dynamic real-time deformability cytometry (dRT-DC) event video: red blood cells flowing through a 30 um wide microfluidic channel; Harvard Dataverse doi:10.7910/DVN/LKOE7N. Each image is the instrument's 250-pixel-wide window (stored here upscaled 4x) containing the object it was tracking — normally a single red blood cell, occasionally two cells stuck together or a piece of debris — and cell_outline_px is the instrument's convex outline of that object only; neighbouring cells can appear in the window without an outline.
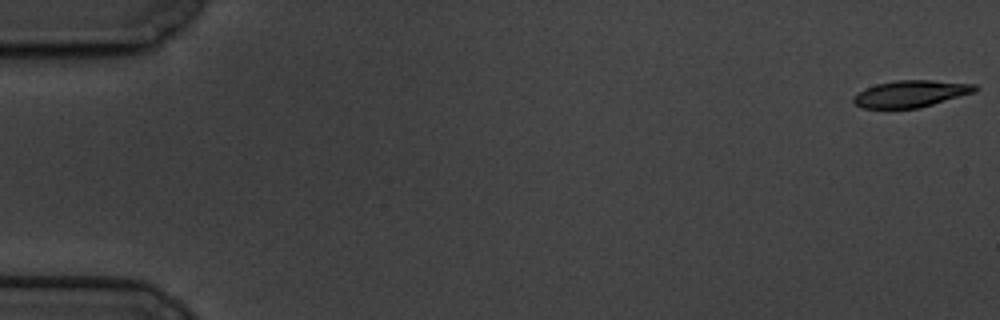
{"species": "common noctule bat (a hibernating species)", "species_latin": "Nyctalus noctula", "temperature_condition": "cold", "stored_images_in_passage": 58, "camera_frame_rate_fps": 3000, "um_per_image_px": 0.085, "animal": {"sex": "male", "body_mass_g": 19.5, "forearm_length_mm": 54.6}, "frame": {"image": 1, "passage_image": 1, "time_ms": 0.0, "image_size_px": [1000, 320], "cell_outline_px": [[980, 88], [976, 92], [920, 108], [864, 108], [856, 104], [852, 100], [852, 96], [864, 88], [876, 84], [896, 80], [932, 80], [976, 84]], "centroid_in_image_um": [77.45, 7.96], "position_along_channel_um": 7.6, "area_um2": 19.19}}
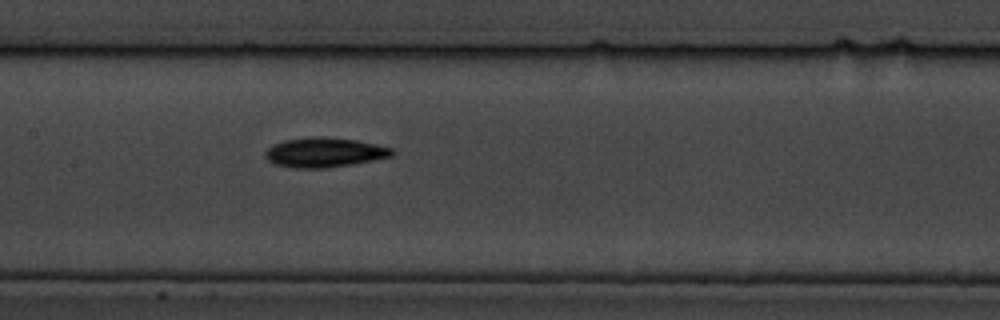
{"frame": {"image": 2, "passage_image": 30, "time_ms": 9.667, "image_size_px": [1000, 320], "cell_outline_px": [[396, 152], [392, 156], [352, 164], [324, 168], [292, 168], [276, 164], [268, 160], [264, 156], [264, 152], [272, 144], [284, 140], [312, 136], [328, 136], [356, 140], [376, 144], [392, 148]], "centroid_in_image_um": [27.56, 12.94], "position_along_channel_um": 179.8, "area_um2": 22.08}}
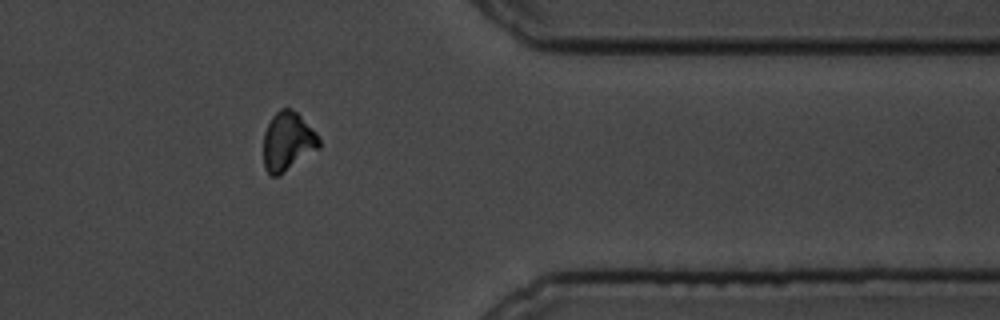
{"frame": {"image": 3, "passage_image": 50, "time_ms": 16.333, "image_size_px": [1000, 320], "cell_outline_px": [[320, 148], [280, 176], [272, 176], [264, 168], [264, 132], [272, 116], [280, 108], [292, 108], [316, 132], [320, 140]], "centroid_in_image_um": [24.46, 12.04], "position_along_channel_um": 386.9, "area_um2": 19.19}}